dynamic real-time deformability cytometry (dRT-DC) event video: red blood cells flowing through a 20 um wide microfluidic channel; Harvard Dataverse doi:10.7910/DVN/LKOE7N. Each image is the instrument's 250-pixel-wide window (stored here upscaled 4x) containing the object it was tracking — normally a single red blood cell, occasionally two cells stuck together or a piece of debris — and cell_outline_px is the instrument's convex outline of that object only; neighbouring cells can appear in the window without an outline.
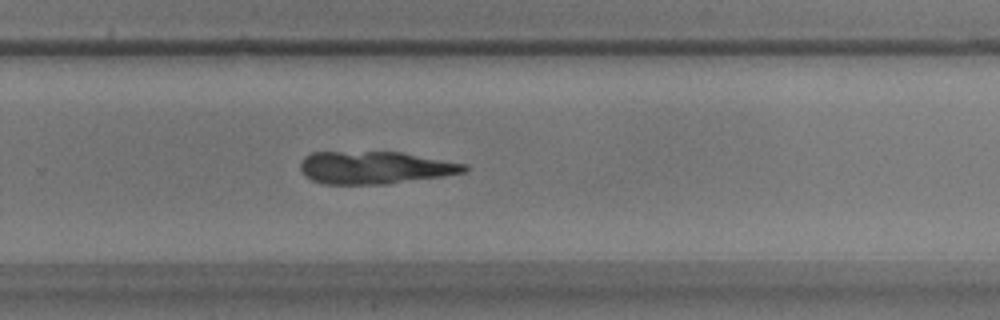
{"species": "common noctule bat (a hibernating species)", "species_latin": "Nyctalus noctula", "temperature_condition": "warm", "stored_images_in_passage": 52, "camera_frame_rate_fps": 3000, "um_per_image_px": 0.085, "animal": {"sex": "male", "body_mass_g": 17.9}, "frame": {"image": 1, "passage_image": 35, "time_ms": 11.333, "image_size_px": [1000, 320], "cell_outline_px": [[468, 168], [464, 172], [444, 176], [388, 184], [324, 184], [312, 180], [304, 176], [300, 168], [300, 160], [304, 156], [312, 152], [400, 152], [468, 164]], "centroid_in_image_um": [31.84, 14.25], "position_along_channel_um": 298.0, "area_um2": 31.27}}
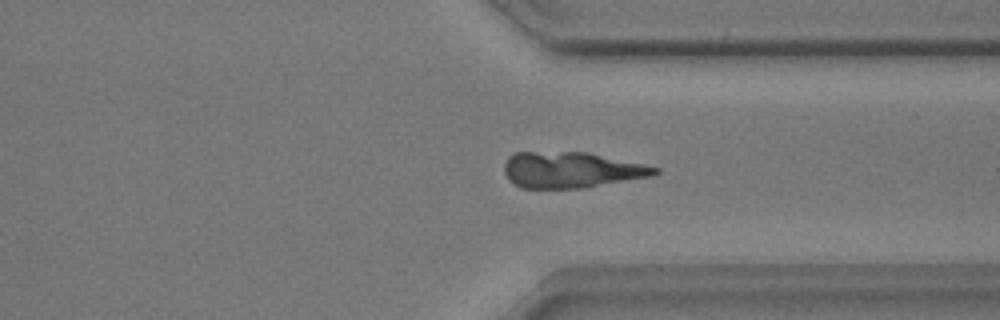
{"frame": {"image": 2, "passage_image": 40, "time_ms": 13.0, "image_size_px": [1000, 320], "cell_outline_px": [[660, 172], [652, 176], [584, 188], [520, 188], [512, 184], [508, 180], [504, 172], [504, 164], [508, 156], [516, 152], [588, 152], [660, 168]], "centroid_in_image_um": [48.53, 14.45], "position_along_channel_um": 362.9, "area_um2": 31.67}}
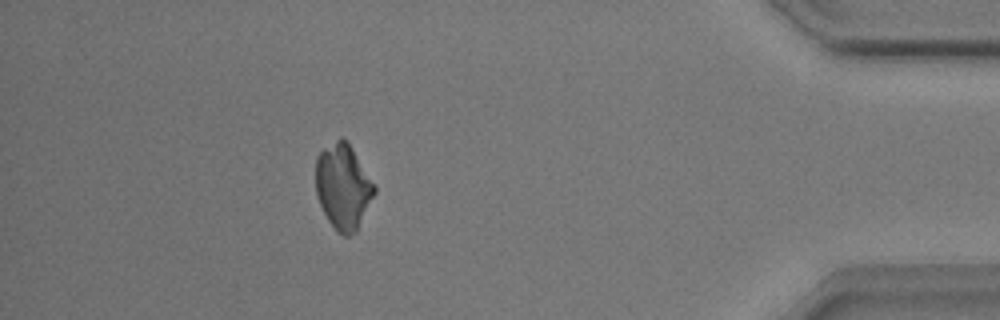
{"frame": {"image": 3, "passage_image": 47, "time_ms": 15.333, "image_size_px": [1000, 320], "cell_outline_px": [[376, 192], [356, 232], [348, 236], [344, 236], [336, 232], [328, 220], [316, 196], [316, 156], [324, 148], [340, 136], [344, 136], [348, 140], [376, 188]], "centroid_in_image_um": [29.16, 15.85], "position_along_channel_um": 406.0, "area_um2": 29.3}}